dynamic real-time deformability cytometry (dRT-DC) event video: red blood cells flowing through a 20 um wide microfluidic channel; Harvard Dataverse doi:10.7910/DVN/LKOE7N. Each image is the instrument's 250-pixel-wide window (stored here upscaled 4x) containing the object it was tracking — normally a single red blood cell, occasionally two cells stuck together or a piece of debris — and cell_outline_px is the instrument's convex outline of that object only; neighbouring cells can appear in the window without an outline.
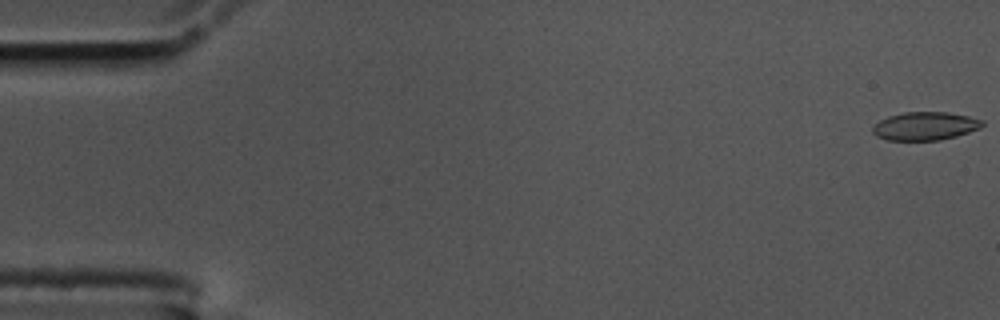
{"species": "common noctule bat (a hibernating species)", "species_latin": "Nyctalus noctula", "temperature_condition": "cold", "stored_images_in_passage": 15, "camera_frame_rate_fps": 3000, "um_per_image_px": 0.085, "animal": {"sex": "male", "body_mass_g": 17.5, "forearm_length_mm": 52.3}, "frame": {"image": 1, "passage_image": 1, "time_ms": 0.0, "image_size_px": [1000, 320], "cell_outline_px": [[984, 124], [980, 128], [956, 136], [940, 140], [888, 140], [876, 136], [872, 132], [872, 128], [880, 120], [888, 116], [904, 112], [948, 112], [968, 116], [984, 120]], "centroid_in_image_um": [78.64, 10.71], "position_along_channel_um": 6.4, "area_um2": 18.03}}
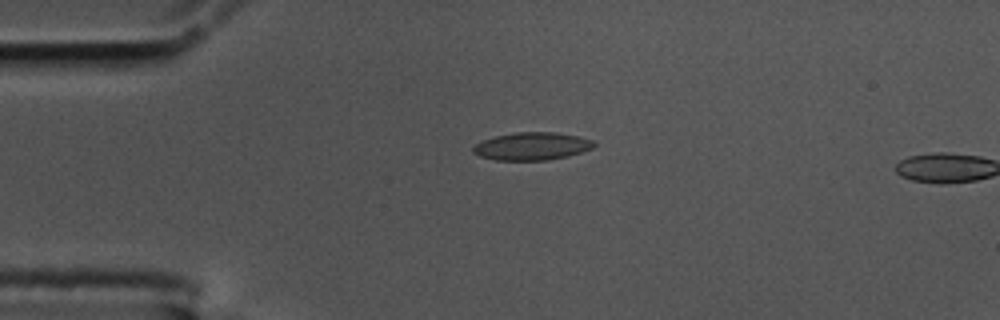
{"frame": {"image": 2, "passage_image": 14, "time_ms": 4.333, "image_size_px": [1000, 320], "cell_outline_px": [[596, 144], [592, 148], [568, 156], [548, 160], [496, 160], [480, 156], [472, 152], [472, 148], [476, 144], [484, 140], [496, 136], [516, 132], [552, 132], [576, 136], [592, 140]], "centroid_in_image_um": [45.2, 12.43], "position_along_channel_um": 39.8, "area_um2": 19.31}}